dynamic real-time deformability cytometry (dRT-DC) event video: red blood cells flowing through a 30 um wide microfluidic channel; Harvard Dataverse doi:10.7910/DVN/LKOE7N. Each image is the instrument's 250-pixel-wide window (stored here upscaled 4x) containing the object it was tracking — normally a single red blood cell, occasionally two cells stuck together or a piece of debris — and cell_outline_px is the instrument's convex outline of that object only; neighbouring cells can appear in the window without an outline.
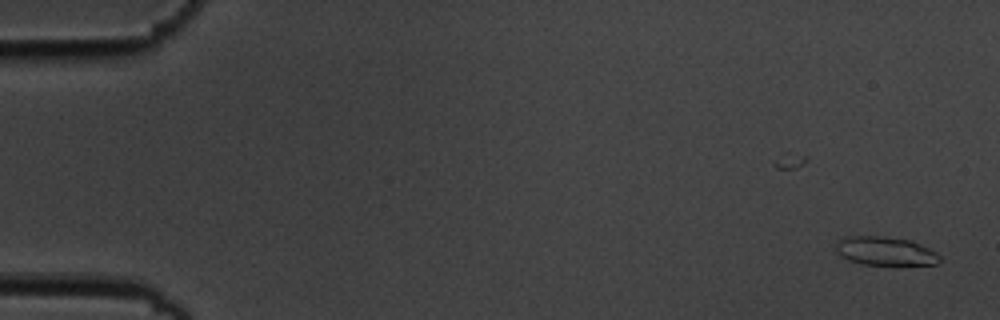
{"species": "common noctule bat (a hibernating species)", "species_latin": "Nyctalus noctula", "temperature_condition": "cold", "stored_images_in_passage": 55, "camera_frame_rate_fps": 3000, "um_per_image_px": 0.085, "animal": {"sex": "male", "body_mass_g": 19.5, "forearm_length_mm": 54.6}, "frame": {"image": 1, "passage_image": 1, "time_ms": 0.0, "image_size_px": [1000, 320], "cell_outline_px": [[940, 260], [936, 264], [860, 264], [848, 260], [840, 256], [836, 252], [836, 244], [844, 236], [884, 236], [912, 240], [936, 252], [940, 256]], "centroid_in_image_um": [75.21, 21.33], "position_along_channel_um": 9.8, "area_um2": 17.28}}
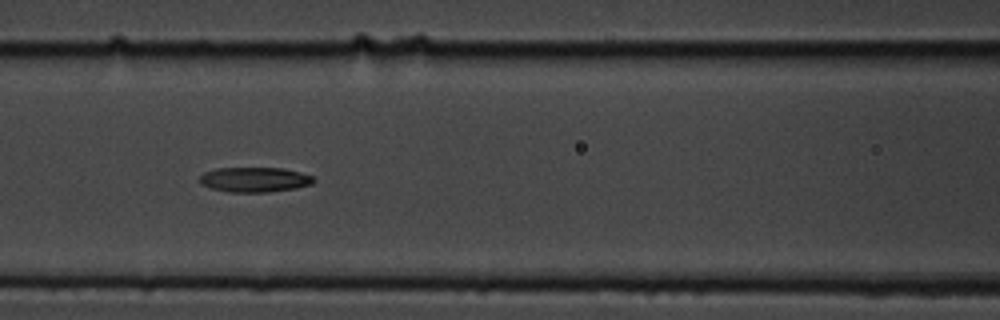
{"frame": {"image": 2, "passage_image": 24, "time_ms": 7.667, "image_size_px": [1000, 320], "cell_outline_px": [[316, 180], [312, 184], [296, 188], [268, 192], [228, 192], [212, 188], [200, 184], [200, 176], [204, 172], [216, 168], [280, 168], [300, 172], [312, 176]], "centroid_in_image_um": [21.64, 15.27], "position_along_channel_um": 145.0, "area_um2": 16.53}}
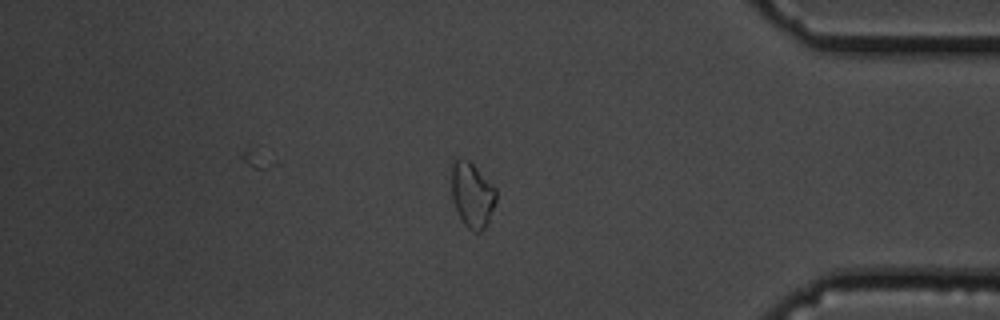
{"frame": {"image": 3, "passage_image": 47, "time_ms": 15.333, "image_size_px": [1000, 320], "cell_outline_px": [[496, 200], [488, 224], [480, 232], [472, 232], [464, 224], [452, 200], [452, 160], [468, 160], [496, 188]], "centroid_in_image_um": [40.14, 16.6], "position_along_channel_um": 395.1, "area_um2": 16.7}, "authors_computed_cell_mechanics": {"area_um2": 17.1666, "velocity_mm_per_s": 3.5954, "shape_relaxation_time_tau1_ms": 6.3146, "shape_relaxation_time_tau2_ms": null, "deformation_change_tau1": 0.1349, "deformation_change_tau2": null}}